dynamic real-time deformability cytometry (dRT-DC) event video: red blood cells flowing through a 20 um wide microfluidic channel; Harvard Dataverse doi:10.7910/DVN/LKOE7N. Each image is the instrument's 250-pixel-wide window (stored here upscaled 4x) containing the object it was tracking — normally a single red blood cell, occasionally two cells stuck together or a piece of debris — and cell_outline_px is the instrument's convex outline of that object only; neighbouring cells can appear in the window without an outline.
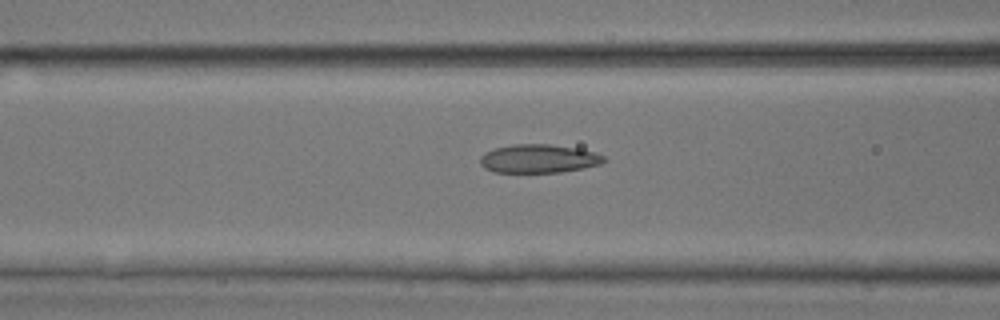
{"species": "common noctule bat (a hibernating species)", "species_latin": "Nyctalus noctula", "temperature_condition": "room temperature", "stored_images_in_passage": 3, "camera_frame_rate_fps": 3000, "um_per_image_px": 0.085, "animal": {"sex": "male", "body_mass_g": 17.9, "forearm_length_mm": 54.2}, "frame": {"image": 1, "passage_image": 3, "time_ms": 0.667, "image_size_px": [1000, 320], "cell_outline_px": [[608, 160], [600, 164], [560, 172], [496, 172], [484, 168], [480, 164], [480, 156], [484, 152], [496, 148], [512, 144], [548, 144], [576, 148], [596, 152], [604, 156]], "centroid_in_image_um": [45.78, 13.48], "position_along_channel_um": 120.8, "area_um2": 20.52}}